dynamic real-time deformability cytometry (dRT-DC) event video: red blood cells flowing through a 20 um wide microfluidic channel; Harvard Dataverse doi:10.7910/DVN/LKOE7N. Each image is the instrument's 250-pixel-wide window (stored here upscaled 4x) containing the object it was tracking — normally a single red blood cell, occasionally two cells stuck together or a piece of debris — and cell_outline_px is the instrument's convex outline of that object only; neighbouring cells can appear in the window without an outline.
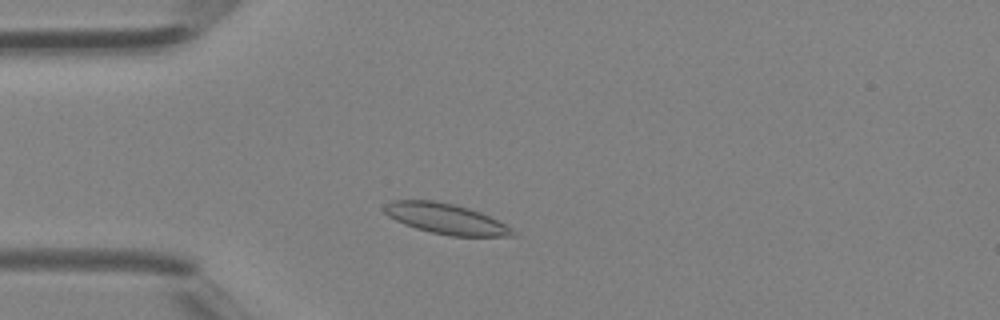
{"species": "Egyptian fruit bat (a non-hibernating species)", "species_latin": "Rousettus aegyptiacus", "temperature_condition": "room temperature", "stored_images_in_passage": 36, "camera_frame_rate_fps": 3000, "um_per_image_px": 0.085, "animal": {"sex": "female"}, "frame": {"image": 1, "passage_image": 6, "time_ms": 1.667, "image_size_px": [1000, 320], "cell_outline_px": [[516, 236], [452, 236], [432, 232], [416, 228], [404, 224], [388, 216], [384, 212], [384, 204], [392, 200], [436, 200], [468, 208], [480, 212], [512, 228], [516, 232]], "centroid_in_image_um": [37.87, 18.59], "position_along_channel_um": 47.1, "area_um2": 22.6}}
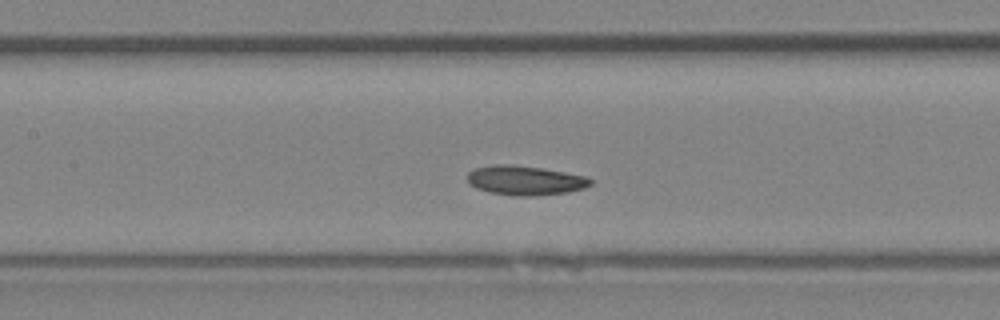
{"frame": {"image": 2, "passage_image": 14, "time_ms": 4.333, "image_size_px": [1000, 320], "cell_outline_px": [[592, 184], [584, 188], [568, 192], [536, 196], [516, 196], [488, 192], [476, 188], [468, 184], [468, 172], [476, 168], [496, 164], [504, 164], [540, 168], [564, 172], [584, 176], [592, 180]], "centroid_in_image_um": [44.61, 15.35], "position_along_channel_um": 162.8, "area_um2": 20.98}}
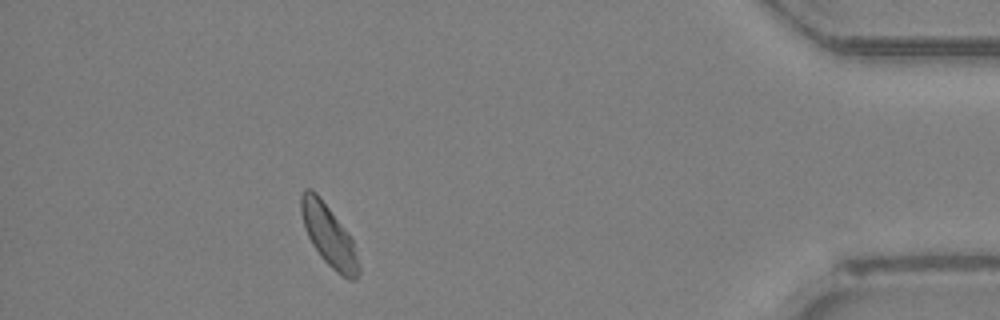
{"frame": {"image": 3, "passage_image": 32, "time_ms": 10.333, "image_size_px": [1000, 320], "cell_outline_px": [[360, 272], [356, 280], [348, 280], [340, 276], [320, 256], [312, 244], [304, 228], [300, 212], [300, 196], [304, 188], [312, 188], [320, 196], [352, 240], [360, 268]], "centroid_in_image_um": [27.91, 20.02], "position_along_channel_um": 407.3, "area_um2": 20.52}}